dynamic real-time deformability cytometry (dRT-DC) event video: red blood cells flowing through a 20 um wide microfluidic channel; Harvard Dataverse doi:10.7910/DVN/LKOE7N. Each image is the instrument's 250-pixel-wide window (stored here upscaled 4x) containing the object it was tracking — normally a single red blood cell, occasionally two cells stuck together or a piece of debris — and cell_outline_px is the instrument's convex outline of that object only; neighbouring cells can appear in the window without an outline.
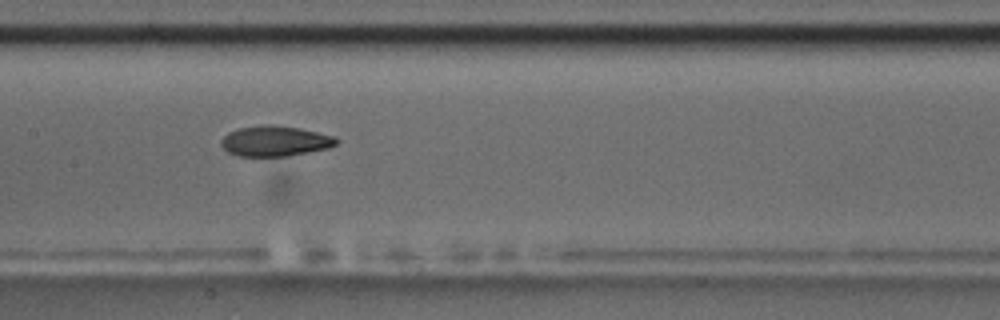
{"species": "common noctule bat (a hibernating species)", "species_latin": "Nyctalus noctula", "temperature_condition": "room temperature", "stored_images_in_passage": 10, "camera_frame_rate_fps": 3000, "um_per_image_px": 0.085, "animal": {"sex": "male", "body_mass_g": 17.5, "forearm_length_mm": 52.3}, "frame": {"image": 1, "passage_image": 9, "time_ms": 10.0, "image_size_px": [1000, 320], "cell_outline_px": [[340, 140], [336, 144], [328, 148], [288, 156], [236, 156], [228, 152], [220, 144], [220, 140], [228, 132], [240, 128], [264, 124], [272, 124], [300, 128], [336, 136]], "centroid_in_image_um": [23.38, 11.98], "position_along_channel_um": 184.0, "area_um2": 20.58}}